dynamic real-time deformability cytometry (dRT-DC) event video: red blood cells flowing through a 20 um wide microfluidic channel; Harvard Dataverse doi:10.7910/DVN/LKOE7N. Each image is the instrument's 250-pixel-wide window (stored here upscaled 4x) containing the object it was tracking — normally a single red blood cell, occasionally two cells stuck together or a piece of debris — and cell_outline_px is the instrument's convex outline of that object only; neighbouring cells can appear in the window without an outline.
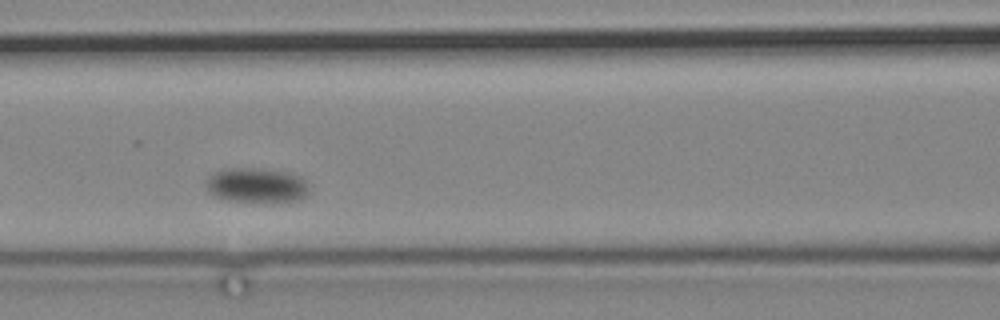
{"species": "common noctule bat (a hibernating species)", "species_latin": "Nyctalus noctula", "temperature_condition": "cold", "stored_images_in_passage": 11, "camera_frame_rate_fps": 3000, "um_per_image_px": 0.085, "animal": {"sex": "male", "body_mass_g": 19.2, "forearm_length_mm": 51.8}, "frame": {"image": 1, "passage_image": 8, "time_ms": 8.0, "image_size_px": [1000, 320], "cell_outline_px": [[308, 192], [304, 196], [296, 200], [280, 204], [272, 204], [224, 200], [208, 192], [204, 188], [204, 184], [208, 176], [212, 172], [224, 168], [260, 168], [288, 172], [300, 176], [308, 184]], "centroid_in_image_um": [21.76, 15.77], "position_along_channel_um": 144.8, "area_um2": 21.85}}
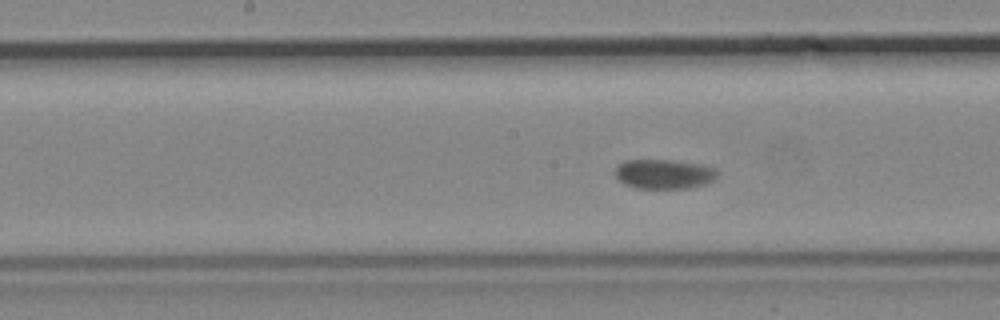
{"frame": {"image": 2, "passage_image": 11, "time_ms": 16.0, "image_size_px": [1000, 320], "cell_outline_px": [[720, 172], [712, 180], [704, 184], [688, 188], [636, 188], [624, 184], [616, 176], [616, 168], [624, 160], [672, 160], [700, 164], [712, 168]], "centroid_in_image_um": [56.43, 14.79], "position_along_channel_um": 191.8, "area_um2": 17.4}}